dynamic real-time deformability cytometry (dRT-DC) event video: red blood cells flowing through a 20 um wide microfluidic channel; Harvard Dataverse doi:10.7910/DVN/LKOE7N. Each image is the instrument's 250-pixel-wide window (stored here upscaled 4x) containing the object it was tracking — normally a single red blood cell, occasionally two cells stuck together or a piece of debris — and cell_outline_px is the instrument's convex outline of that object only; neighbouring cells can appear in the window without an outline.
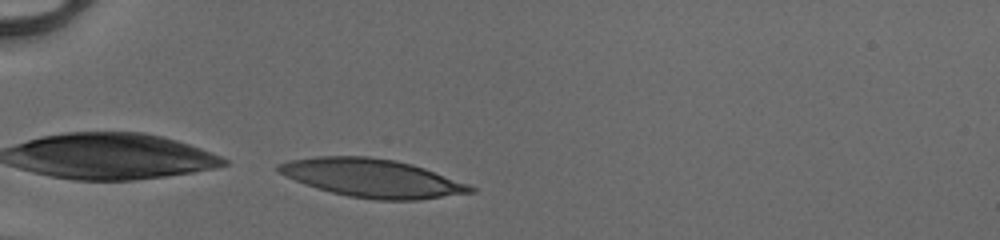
{"species": "human", "species_latin": "Homo sapiens", "temperature_condition": "cold", "stored_images_in_passage": 6, "camera_frame_rate_fps": 3000, "um_per_image_px": 0.085, "donor": {"sex": "male"}, "frame": {"image": 1, "passage_image": 6, "time_ms": 1.667, "image_size_px": [1000, 240], "cell_outline_px": [[476, 192], [420, 200], [376, 200], [348, 196], [332, 192], [304, 184], [276, 172], [276, 164], [292, 160], [316, 156], [368, 156], [396, 160], [412, 164], [424, 168], [468, 184], [476, 188]], "centroid_in_image_um": [31.63, 15.14], "position_along_channel_um": 53.4, "area_um2": 42.89}}